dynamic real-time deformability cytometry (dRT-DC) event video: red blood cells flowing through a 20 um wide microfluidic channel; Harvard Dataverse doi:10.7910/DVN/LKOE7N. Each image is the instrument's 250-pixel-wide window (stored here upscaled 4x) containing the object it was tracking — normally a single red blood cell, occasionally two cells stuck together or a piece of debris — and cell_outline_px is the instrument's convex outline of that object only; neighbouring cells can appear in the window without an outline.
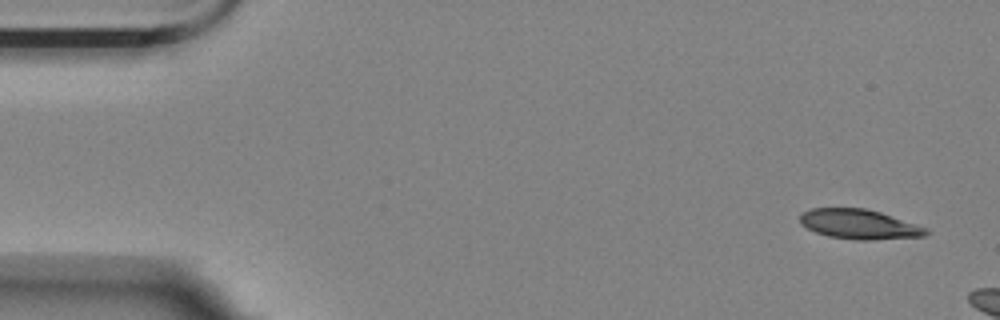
{"species": "Egyptian fruit bat (a non-hibernating species)", "species_latin": "Rousettus aegyptiacus", "temperature_condition": "room temperature", "stored_images_in_passage": 2, "camera_frame_rate_fps": 3000, "um_per_image_px": 0.085, "animal": {"sex": "female"}, "frame": {"image": 1, "passage_image": 1, "time_ms": 0.0, "image_size_px": [1000, 320], "cell_outline_px": [[928, 232], [924, 236], [868, 240], [856, 240], [828, 236], [816, 232], [800, 224], [800, 216], [804, 212], [812, 208], [864, 208], [880, 212], [924, 228]], "centroid_in_image_um": [72.96, 19.06], "position_along_channel_um": 12.0, "area_um2": 21.33}}